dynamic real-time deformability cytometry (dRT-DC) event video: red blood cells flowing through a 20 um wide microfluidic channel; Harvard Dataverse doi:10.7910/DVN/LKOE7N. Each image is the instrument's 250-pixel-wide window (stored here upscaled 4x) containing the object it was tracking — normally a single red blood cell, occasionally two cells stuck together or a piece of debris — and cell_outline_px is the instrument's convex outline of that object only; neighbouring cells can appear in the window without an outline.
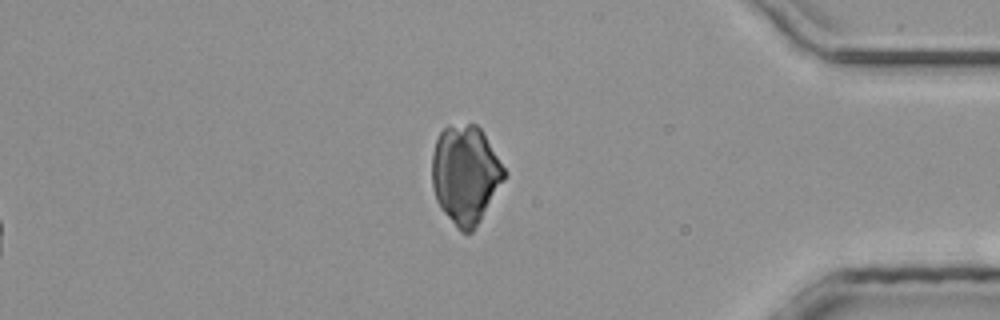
{"species": "common noctule bat (a hibernating species)", "species_latin": "Nyctalus noctula", "temperature_condition": "room temperature", "stored_images_in_passage": 38, "segment_of_instrument_passage": [2, 2], "camera_frame_rate_fps": 3000, "um_per_image_px": 0.085, "animal": {"sex": "male", "body_mass_g": 20.4}, "frame": {"image": 1, "passage_image": 38, "time_ms": 12.333, "image_size_px": [1000, 320], "cell_outline_px": [[508, 176], [480, 220], [472, 232], [460, 232], [440, 208], [436, 200], [432, 184], [432, 152], [436, 140], [440, 132], [448, 124], [476, 124], [480, 128], [508, 172]], "centroid_in_image_um": [39.57, 14.83], "position_along_channel_um": 395.6, "area_um2": 41.85}}